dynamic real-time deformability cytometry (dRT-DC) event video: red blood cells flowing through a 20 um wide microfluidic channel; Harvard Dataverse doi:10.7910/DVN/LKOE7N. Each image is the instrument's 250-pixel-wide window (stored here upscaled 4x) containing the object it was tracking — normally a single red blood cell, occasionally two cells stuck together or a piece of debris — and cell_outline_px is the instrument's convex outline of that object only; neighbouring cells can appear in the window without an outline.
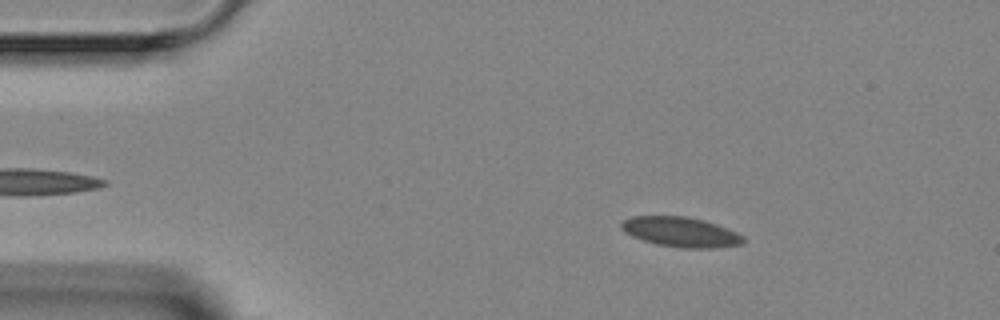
{"species": "Egyptian fruit bat (a non-hibernating species)", "species_latin": "Rousettus aegyptiacus", "temperature_condition": "room temperature", "stored_images_in_passage": 3, "camera_frame_rate_fps": 3000, "um_per_image_px": 0.085, "animal": {"sex": "female"}, "frame": {"image": 1, "passage_image": 2, "time_ms": 1.0, "image_size_px": [1000, 320], "cell_outline_px": [[744, 244], [716, 248], [680, 248], [656, 244], [632, 236], [620, 228], [620, 224], [624, 220], [632, 216], [684, 216], [704, 220], [728, 228], [744, 236]], "centroid_in_image_um": [57.89, 19.72], "position_along_channel_um": 27.1, "area_um2": 21.33}}